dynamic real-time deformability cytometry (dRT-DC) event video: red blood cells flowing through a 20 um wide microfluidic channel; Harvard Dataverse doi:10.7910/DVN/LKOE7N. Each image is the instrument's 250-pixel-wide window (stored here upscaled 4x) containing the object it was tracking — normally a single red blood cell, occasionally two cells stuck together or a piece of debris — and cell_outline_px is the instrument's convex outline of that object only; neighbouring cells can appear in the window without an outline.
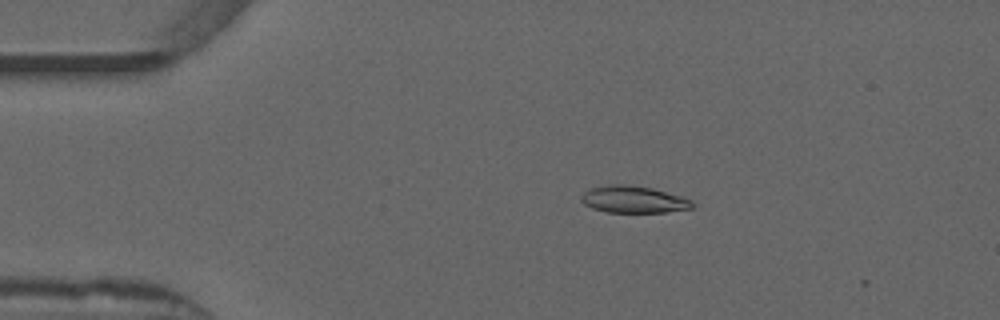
{"species": "common noctule bat (a hibernating species)", "species_latin": "Nyctalus noctula", "temperature_condition": "warm", "stored_images_in_passage": 43, "camera_frame_rate_fps": 3000, "um_per_image_px": 0.085, "animal": {"sex": "male", "forearm_length_mm": 52.5}, "frame": {"image": 1, "passage_image": 1, "time_ms": 0.0, "image_size_px": [1000, 320], "cell_outline_px": [[696, 208], [664, 212], [604, 212], [592, 208], [584, 204], [580, 200], [580, 196], [584, 192], [592, 188], [608, 184], [624, 184], [652, 188], [684, 196], [692, 200], [696, 204]], "centroid_in_image_um": [53.9, 16.95], "position_along_channel_um": 31.1, "area_um2": 17.74}}
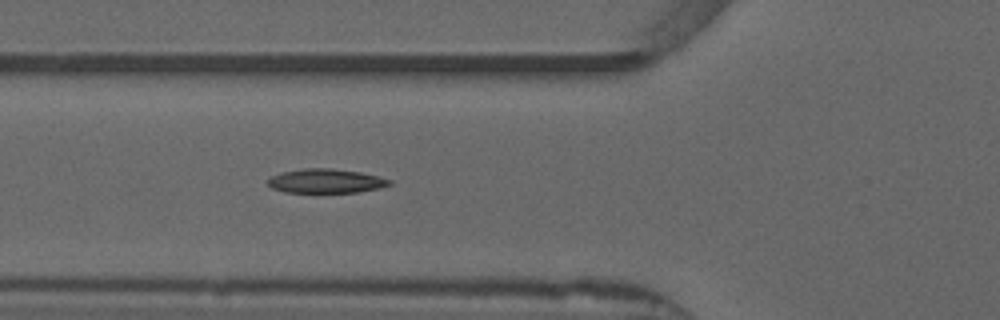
{"frame": {"image": 2, "passage_image": 10, "time_ms": 3.0, "image_size_px": [1000, 320], "cell_outline_px": [[392, 184], [380, 188], [360, 192], [284, 192], [272, 188], [268, 184], [268, 180], [272, 176], [284, 172], [304, 168], [332, 168], [360, 172], [392, 180]], "centroid_in_image_um": [27.73, 15.39], "position_along_channel_um": 98.1, "area_um2": 16.99}}
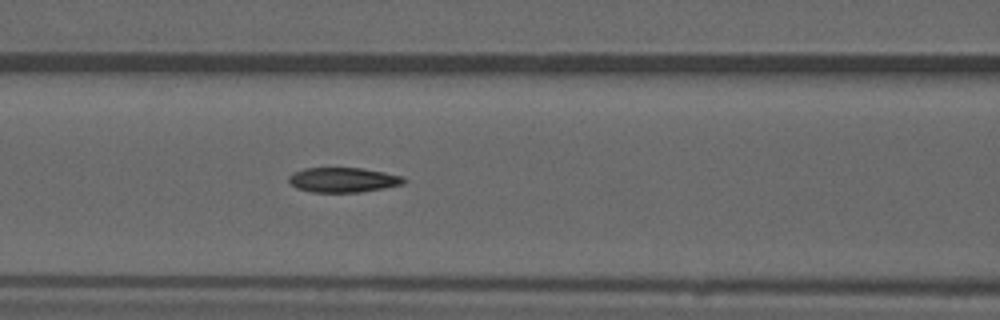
{"frame": {"image": 3, "passage_image": 13, "time_ms": 4.0, "image_size_px": [1000, 320], "cell_outline_px": [[408, 180], [404, 184], [384, 188], [360, 192], [312, 192], [296, 188], [288, 180], [288, 176], [304, 168], [360, 168], [384, 172], [404, 176]], "centroid_in_image_um": [29.21, 15.29], "position_along_channel_um": 137.4, "area_um2": 16.65}, "authors_computed_cell_mechanics": {"area_um2": 16.9354, "velocity_mm_per_s": 3.9036, "shape_relaxation_time_tau1_ms": 8.9404, "shape_relaxation_time_tau2_ms": 3.3663, "deformation_change_tau1": 0.2523, "deformation_change_tau2": 0.103}}